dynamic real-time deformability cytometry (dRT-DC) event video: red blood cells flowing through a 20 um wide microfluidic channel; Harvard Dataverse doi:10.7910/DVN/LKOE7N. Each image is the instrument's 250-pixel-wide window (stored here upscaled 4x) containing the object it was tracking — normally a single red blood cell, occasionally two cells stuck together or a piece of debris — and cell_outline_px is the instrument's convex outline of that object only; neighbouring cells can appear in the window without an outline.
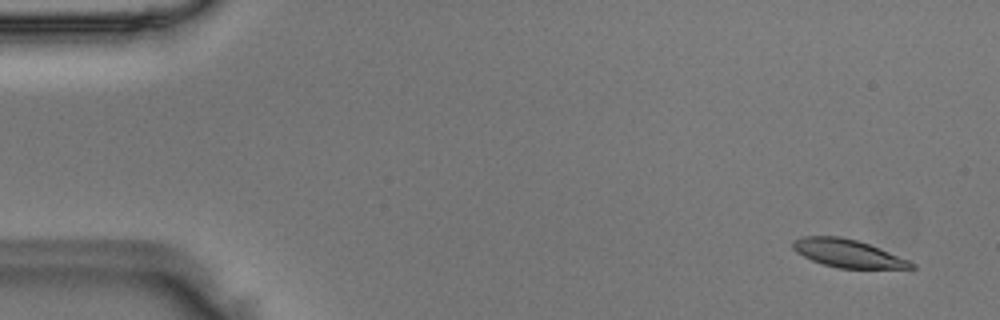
{"species": "Egyptian fruit bat (a non-hibernating species)", "species_latin": "Rousettus aegyptiacus", "temperature_condition": "room temperature", "stored_images_in_passage": 51, "camera_frame_rate_fps": 3000, "um_per_image_px": 0.085, "animal": {"sex": "male"}, "frame": {"image": 1, "passage_image": 3, "time_ms": 0.667, "image_size_px": [1000, 320], "cell_outline_px": [[916, 268], [840, 268], [824, 264], [812, 260], [796, 252], [792, 248], [792, 240], [804, 236], [840, 236], [856, 240], [880, 248], [908, 260], [916, 264]], "centroid_in_image_um": [72.04, 21.53], "position_along_channel_um": 13.0, "area_um2": 19.07}}
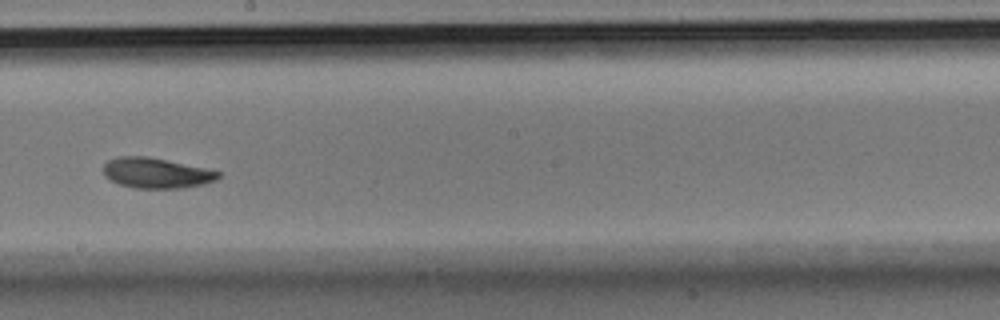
{"frame": {"image": 2, "passage_image": 29, "time_ms": 9.333, "image_size_px": [1000, 320], "cell_outline_px": [[220, 176], [216, 180], [204, 184], [184, 188], [132, 188], [120, 184], [104, 176], [104, 164], [108, 160], [116, 156], [144, 156], [204, 168], [220, 172]], "centroid_in_image_um": [13.26, 14.71], "position_along_channel_um": 234.9, "area_um2": 20.11}}
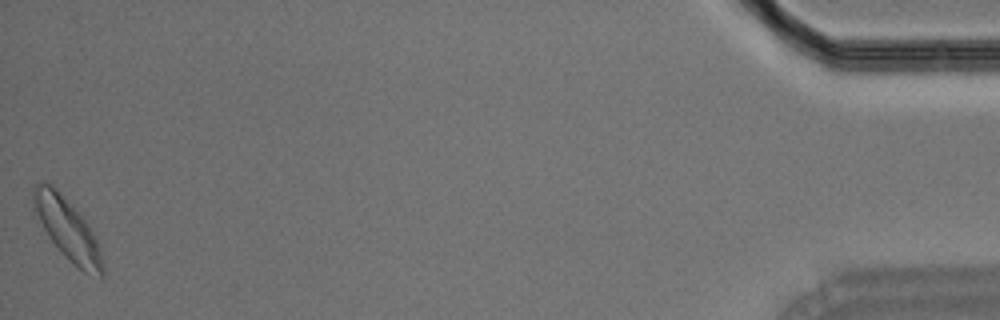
{"frame": {"image": 3, "passage_image": 51, "time_ms": 16.667, "image_size_px": [1000, 320], "cell_outline_px": [[104, 276], [100, 280], [76, 268], [64, 256], [48, 236], [32, 208], [32, 188], [36, 184], [44, 180], [52, 184], [56, 188], [88, 224], [96, 236], [104, 268]], "centroid_in_image_um": [5.73, 19.5], "position_along_channel_um": 429.5, "area_um2": 25.09}}